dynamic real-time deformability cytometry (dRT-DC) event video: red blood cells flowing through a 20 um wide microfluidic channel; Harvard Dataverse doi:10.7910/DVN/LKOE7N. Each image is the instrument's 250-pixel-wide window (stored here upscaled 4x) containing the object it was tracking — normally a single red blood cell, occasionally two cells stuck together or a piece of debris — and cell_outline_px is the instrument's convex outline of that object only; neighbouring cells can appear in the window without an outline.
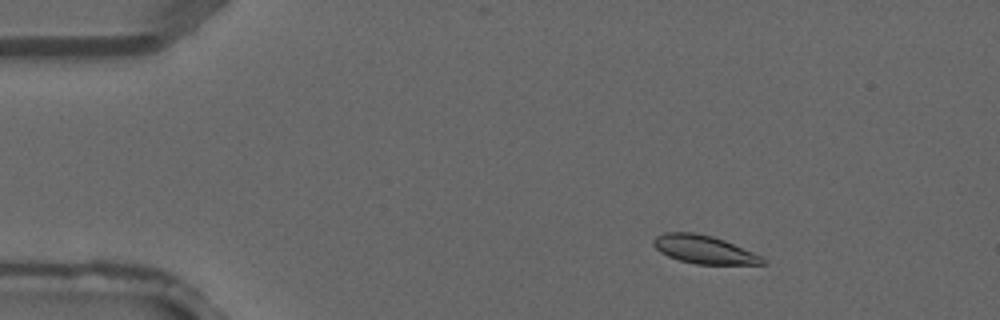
{"species": "common noctule bat (a hibernating species)", "species_latin": "Nyctalus noctula", "temperature_condition": "warm", "stored_images_in_passage": 3, "camera_frame_rate_fps": 3000, "um_per_image_px": 0.085, "animal": {"sex": "male", "forearm_length_mm": 52.5}, "frame": {"image": 1, "passage_image": 2, "time_ms": 0.333, "image_size_px": [1000, 320], "cell_outline_px": [[768, 264], [696, 264], [680, 260], [668, 256], [660, 252], [652, 244], [652, 240], [656, 236], [664, 232], [696, 232], [712, 236], [724, 240], [752, 252], [768, 260]], "centroid_in_image_um": [59.82, 21.2], "position_along_channel_um": 25.2, "area_um2": 17.92}}
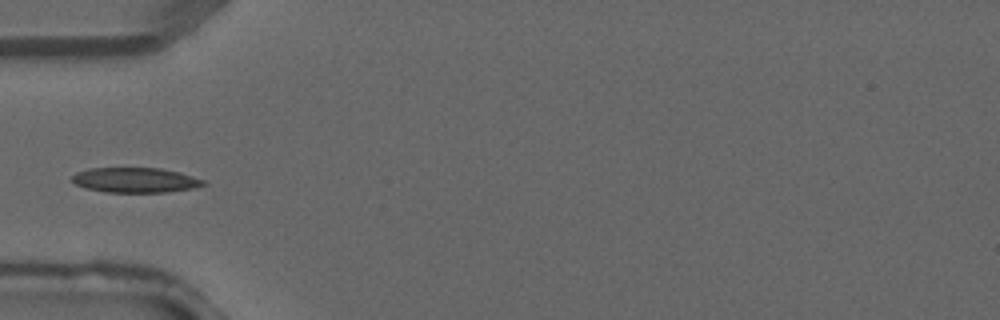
{"frame": {"image": 2, "passage_image": 3, "time_ms": 0.667, "image_size_px": [1000, 320], "cell_outline_px": [[208, 184], [192, 188], [164, 192], [104, 192], [84, 188], [76, 184], [72, 180], [72, 176], [76, 172], [88, 168], [160, 168], [180, 172], [204, 180]], "centroid_in_image_um": [11.48, 15.3], "position_along_channel_um": 73.5, "area_um2": 19.13}}